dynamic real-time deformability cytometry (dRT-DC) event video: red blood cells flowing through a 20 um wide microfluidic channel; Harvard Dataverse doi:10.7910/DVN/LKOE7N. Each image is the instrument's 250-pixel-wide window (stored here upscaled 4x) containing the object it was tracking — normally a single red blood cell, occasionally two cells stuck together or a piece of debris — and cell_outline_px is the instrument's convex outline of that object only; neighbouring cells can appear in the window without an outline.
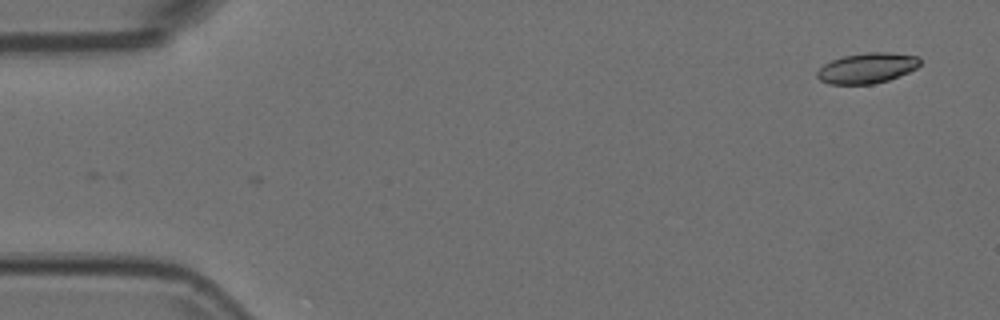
{"species": "Egyptian fruit bat (a non-hibernating species)", "species_latin": "Rousettus aegyptiacus", "temperature_condition": "room temperature", "stored_images_in_passage": 2, "camera_frame_rate_fps": 3000, "um_per_image_px": 0.085, "animal": {"sex": "female"}, "frame": {"image": 1, "passage_image": 1, "time_ms": 0.0, "image_size_px": [1000, 320], "cell_outline_px": [[920, 64], [916, 68], [908, 72], [888, 80], [872, 84], [828, 84], [820, 80], [816, 76], [816, 72], [824, 64], [832, 60], [844, 56], [868, 52], [888, 52], [916, 56], [920, 60]], "centroid_in_image_um": [73.67, 5.79], "position_along_channel_um": 11.3, "area_um2": 18.09}}